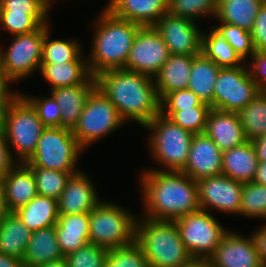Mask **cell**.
<instances>
[{
    "mask_svg": "<svg viewBox=\"0 0 266 267\" xmlns=\"http://www.w3.org/2000/svg\"><path fill=\"white\" fill-rule=\"evenodd\" d=\"M43 42L44 25L33 32L12 36L10 47L5 51L0 45L3 68L13 83L40 70Z\"/></svg>",
    "mask_w": 266,
    "mask_h": 267,
    "instance_id": "8fae6325",
    "label": "cell"
},
{
    "mask_svg": "<svg viewBox=\"0 0 266 267\" xmlns=\"http://www.w3.org/2000/svg\"><path fill=\"white\" fill-rule=\"evenodd\" d=\"M266 0H218L215 18L219 22L250 31L257 13Z\"/></svg>",
    "mask_w": 266,
    "mask_h": 267,
    "instance_id": "f1b7e54d",
    "label": "cell"
},
{
    "mask_svg": "<svg viewBox=\"0 0 266 267\" xmlns=\"http://www.w3.org/2000/svg\"><path fill=\"white\" fill-rule=\"evenodd\" d=\"M234 48L235 52L245 62L255 53L252 34L250 31L231 24L220 22L219 26L213 27Z\"/></svg>",
    "mask_w": 266,
    "mask_h": 267,
    "instance_id": "ab89813d",
    "label": "cell"
},
{
    "mask_svg": "<svg viewBox=\"0 0 266 267\" xmlns=\"http://www.w3.org/2000/svg\"><path fill=\"white\" fill-rule=\"evenodd\" d=\"M49 15H28L12 11H0V25L12 36L30 33L42 25H49Z\"/></svg>",
    "mask_w": 266,
    "mask_h": 267,
    "instance_id": "d590c367",
    "label": "cell"
},
{
    "mask_svg": "<svg viewBox=\"0 0 266 267\" xmlns=\"http://www.w3.org/2000/svg\"><path fill=\"white\" fill-rule=\"evenodd\" d=\"M97 86L96 77L90 76L83 84L50 90L61 109V127L73 130L91 91Z\"/></svg>",
    "mask_w": 266,
    "mask_h": 267,
    "instance_id": "ffe728a7",
    "label": "cell"
},
{
    "mask_svg": "<svg viewBox=\"0 0 266 267\" xmlns=\"http://www.w3.org/2000/svg\"><path fill=\"white\" fill-rule=\"evenodd\" d=\"M39 71L50 90L83 84L91 76L87 62L41 63Z\"/></svg>",
    "mask_w": 266,
    "mask_h": 267,
    "instance_id": "4dcf8cb0",
    "label": "cell"
},
{
    "mask_svg": "<svg viewBox=\"0 0 266 267\" xmlns=\"http://www.w3.org/2000/svg\"><path fill=\"white\" fill-rule=\"evenodd\" d=\"M95 21L88 68L92 76L113 69H124L131 46L142 27L115 16L106 7Z\"/></svg>",
    "mask_w": 266,
    "mask_h": 267,
    "instance_id": "3957f363",
    "label": "cell"
},
{
    "mask_svg": "<svg viewBox=\"0 0 266 267\" xmlns=\"http://www.w3.org/2000/svg\"><path fill=\"white\" fill-rule=\"evenodd\" d=\"M6 101L0 100V131H2L3 112L6 105Z\"/></svg>",
    "mask_w": 266,
    "mask_h": 267,
    "instance_id": "680465c9",
    "label": "cell"
},
{
    "mask_svg": "<svg viewBox=\"0 0 266 267\" xmlns=\"http://www.w3.org/2000/svg\"><path fill=\"white\" fill-rule=\"evenodd\" d=\"M13 85V82L7 77L6 72L3 68L2 65V60L0 57V100L3 101H11L12 99H14L20 92L17 91H12L10 90V86L9 85Z\"/></svg>",
    "mask_w": 266,
    "mask_h": 267,
    "instance_id": "681fc988",
    "label": "cell"
},
{
    "mask_svg": "<svg viewBox=\"0 0 266 267\" xmlns=\"http://www.w3.org/2000/svg\"><path fill=\"white\" fill-rule=\"evenodd\" d=\"M240 216L266 219V186L249 182L243 184Z\"/></svg>",
    "mask_w": 266,
    "mask_h": 267,
    "instance_id": "74e56055",
    "label": "cell"
},
{
    "mask_svg": "<svg viewBox=\"0 0 266 267\" xmlns=\"http://www.w3.org/2000/svg\"><path fill=\"white\" fill-rule=\"evenodd\" d=\"M196 182L200 209L240 215L242 183L223 174L202 178Z\"/></svg>",
    "mask_w": 266,
    "mask_h": 267,
    "instance_id": "5bb4252c",
    "label": "cell"
},
{
    "mask_svg": "<svg viewBox=\"0 0 266 267\" xmlns=\"http://www.w3.org/2000/svg\"><path fill=\"white\" fill-rule=\"evenodd\" d=\"M32 232L14 212L0 218V253L23 259Z\"/></svg>",
    "mask_w": 266,
    "mask_h": 267,
    "instance_id": "83f0119b",
    "label": "cell"
},
{
    "mask_svg": "<svg viewBox=\"0 0 266 267\" xmlns=\"http://www.w3.org/2000/svg\"><path fill=\"white\" fill-rule=\"evenodd\" d=\"M32 170L36 181L37 193L42 196H47L59 199L67 182L73 173L56 171L47 168L29 167Z\"/></svg>",
    "mask_w": 266,
    "mask_h": 267,
    "instance_id": "e575fe53",
    "label": "cell"
},
{
    "mask_svg": "<svg viewBox=\"0 0 266 267\" xmlns=\"http://www.w3.org/2000/svg\"><path fill=\"white\" fill-rule=\"evenodd\" d=\"M211 106H196L180 111H160L184 130L194 134L204 133Z\"/></svg>",
    "mask_w": 266,
    "mask_h": 267,
    "instance_id": "f35d334b",
    "label": "cell"
},
{
    "mask_svg": "<svg viewBox=\"0 0 266 267\" xmlns=\"http://www.w3.org/2000/svg\"><path fill=\"white\" fill-rule=\"evenodd\" d=\"M220 67L202 53L193 58L188 89L213 108L214 85Z\"/></svg>",
    "mask_w": 266,
    "mask_h": 267,
    "instance_id": "f546056e",
    "label": "cell"
},
{
    "mask_svg": "<svg viewBox=\"0 0 266 267\" xmlns=\"http://www.w3.org/2000/svg\"><path fill=\"white\" fill-rule=\"evenodd\" d=\"M2 181L9 212L25 206L38 194L32 170L23 162H18Z\"/></svg>",
    "mask_w": 266,
    "mask_h": 267,
    "instance_id": "7402d4cb",
    "label": "cell"
},
{
    "mask_svg": "<svg viewBox=\"0 0 266 267\" xmlns=\"http://www.w3.org/2000/svg\"><path fill=\"white\" fill-rule=\"evenodd\" d=\"M3 131H0V178L2 179L18 162L12 157Z\"/></svg>",
    "mask_w": 266,
    "mask_h": 267,
    "instance_id": "c3c4849f",
    "label": "cell"
},
{
    "mask_svg": "<svg viewBox=\"0 0 266 267\" xmlns=\"http://www.w3.org/2000/svg\"><path fill=\"white\" fill-rule=\"evenodd\" d=\"M38 267H69L67 264V261L65 258L57 260V261H52L43 265H40Z\"/></svg>",
    "mask_w": 266,
    "mask_h": 267,
    "instance_id": "6f0895ef",
    "label": "cell"
},
{
    "mask_svg": "<svg viewBox=\"0 0 266 267\" xmlns=\"http://www.w3.org/2000/svg\"><path fill=\"white\" fill-rule=\"evenodd\" d=\"M194 57L191 55L170 54L162 68L154 76L160 101L168 93L188 88Z\"/></svg>",
    "mask_w": 266,
    "mask_h": 267,
    "instance_id": "603a6c76",
    "label": "cell"
},
{
    "mask_svg": "<svg viewBox=\"0 0 266 267\" xmlns=\"http://www.w3.org/2000/svg\"><path fill=\"white\" fill-rule=\"evenodd\" d=\"M63 258L54 225L32 232L22 262L24 267H38Z\"/></svg>",
    "mask_w": 266,
    "mask_h": 267,
    "instance_id": "d4e9b609",
    "label": "cell"
},
{
    "mask_svg": "<svg viewBox=\"0 0 266 267\" xmlns=\"http://www.w3.org/2000/svg\"><path fill=\"white\" fill-rule=\"evenodd\" d=\"M105 267H149L142 248L134 241L129 245L109 249Z\"/></svg>",
    "mask_w": 266,
    "mask_h": 267,
    "instance_id": "60d3db41",
    "label": "cell"
},
{
    "mask_svg": "<svg viewBox=\"0 0 266 267\" xmlns=\"http://www.w3.org/2000/svg\"><path fill=\"white\" fill-rule=\"evenodd\" d=\"M237 114L247 141L266 134V94L263 91Z\"/></svg>",
    "mask_w": 266,
    "mask_h": 267,
    "instance_id": "836d02e7",
    "label": "cell"
},
{
    "mask_svg": "<svg viewBox=\"0 0 266 267\" xmlns=\"http://www.w3.org/2000/svg\"><path fill=\"white\" fill-rule=\"evenodd\" d=\"M223 152L205 133L194 134L190 152L181 171L195 181L222 174Z\"/></svg>",
    "mask_w": 266,
    "mask_h": 267,
    "instance_id": "e0dca14e",
    "label": "cell"
},
{
    "mask_svg": "<svg viewBox=\"0 0 266 267\" xmlns=\"http://www.w3.org/2000/svg\"><path fill=\"white\" fill-rule=\"evenodd\" d=\"M209 259L213 267H264L252 235L245 237L229 230Z\"/></svg>",
    "mask_w": 266,
    "mask_h": 267,
    "instance_id": "2e32d148",
    "label": "cell"
},
{
    "mask_svg": "<svg viewBox=\"0 0 266 267\" xmlns=\"http://www.w3.org/2000/svg\"><path fill=\"white\" fill-rule=\"evenodd\" d=\"M96 83L125 122L132 120L144 127L160 113V99L151 76L113 69L97 75Z\"/></svg>",
    "mask_w": 266,
    "mask_h": 267,
    "instance_id": "7a4b0ae2",
    "label": "cell"
},
{
    "mask_svg": "<svg viewBox=\"0 0 266 267\" xmlns=\"http://www.w3.org/2000/svg\"><path fill=\"white\" fill-rule=\"evenodd\" d=\"M154 28L170 54L197 56L201 53L202 30L197 22L167 13L155 23Z\"/></svg>",
    "mask_w": 266,
    "mask_h": 267,
    "instance_id": "9a60e30c",
    "label": "cell"
},
{
    "mask_svg": "<svg viewBox=\"0 0 266 267\" xmlns=\"http://www.w3.org/2000/svg\"><path fill=\"white\" fill-rule=\"evenodd\" d=\"M184 267H213L209 258H192Z\"/></svg>",
    "mask_w": 266,
    "mask_h": 267,
    "instance_id": "11a10c76",
    "label": "cell"
},
{
    "mask_svg": "<svg viewBox=\"0 0 266 267\" xmlns=\"http://www.w3.org/2000/svg\"><path fill=\"white\" fill-rule=\"evenodd\" d=\"M105 7L115 16L142 27L154 26L168 13V0H108Z\"/></svg>",
    "mask_w": 266,
    "mask_h": 267,
    "instance_id": "44dd1931",
    "label": "cell"
},
{
    "mask_svg": "<svg viewBox=\"0 0 266 267\" xmlns=\"http://www.w3.org/2000/svg\"><path fill=\"white\" fill-rule=\"evenodd\" d=\"M262 91L266 94V87Z\"/></svg>",
    "mask_w": 266,
    "mask_h": 267,
    "instance_id": "94428289",
    "label": "cell"
},
{
    "mask_svg": "<svg viewBox=\"0 0 266 267\" xmlns=\"http://www.w3.org/2000/svg\"><path fill=\"white\" fill-rule=\"evenodd\" d=\"M50 38V25H44L42 63L87 62V57L83 56L81 44L76 39L50 40Z\"/></svg>",
    "mask_w": 266,
    "mask_h": 267,
    "instance_id": "1f68e13d",
    "label": "cell"
},
{
    "mask_svg": "<svg viewBox=\"0 0 266 267\" xmlns=\"http://www.w3.org/2000/svg\"><path fill=\"white\" fill-rule=\"evenodd\" d=\"M251 142L258 162H266V134L253 139Z\"/></svg>",
    "mask_w": 266,
    "mask_h": 267,
    "instance_id": "816d5d0a",
    "label": "cell"
},
{
    "mask_svg": "<svg viewBox=\"0 0 266 267\" xmlns=\"http://www.w3.org/2000/svg\"><path fill=\"white\" fill-rule=\"evenodd\" d=\"M196 106L210 105L204 103L193 91L188 88L168 93L160 101V111H180Z\"/></svg>",
    "mask_w": 266,
    "mask_h": 267,
    "instance_id": "ee69618b",
    "label": "cell"
},
{
    "mask_svg": "<svg viewBox=\"0 0 266 267\" xmlns=\"http://www.w3.org/2000/svg\"><path fill=\"white\" fill-rule=\"evenodd\" d=\"M204 133L222 152L243 145L247 141L237 112L211 108Z\"/></svg>",
    "mask_w": 266,
    "mask_h": 267,
    "instance_id": "d6986e66",
    "label": "cell"
},
{
    "mask_svg": "<svg viewBox=\"0 0 266 267\" xmlns=\"http://www.w3.org/2000/svg\"><path fill=\"white\" fill-rule=\"evenodd\" d=\"M204 32H202L201 53L207 59L215 62L220 68L244 65V61L235 52L234 48L213 28L210 33Z\"/></svg>",
    "mask_w": 266,
    "mask_h": 267,
    "instance_id": "d6a6232c",
    "label": "cell"
},
{
    "mask_svg": "<svg viewBox=\"0 0 266 267\" xmlns=\"http://www.w3.org/2000/svg\"><path fill=\"white\" fill-rule=\"evenodd\" d=\"M144 128L149 130L148 145L160 171H182L186 165L193 134L159 113Z\"/></svg>",
    "mask_w": 266,
    "mask_h": 267,
    "instance_id": "8992f818",
    "label": "cell"
},
{
    "mask_svg": "<svg viewBox=\"0 0 266 267\" xmlns=\"http://www.w3.org/2000/svg\"><path fill=\"white\" fill-rule=\"evenodd\" d=\"M44 1H45V3L51 8L53 2L56 1V0H44Z\"/></svg>",
    "mask_w": 266,
    "mask_h": 267,
    "instance_id": "91938a15",
    "label": "cell"
},
{
    "mask_svg": "<svg viewBox=\"0 0 266 267\" xmlns=\"http://www.w3.org/2000/svg\"><path fill=\"white\" fill-rule=\"evenodd\" d=\"M140 218L136 222L135 241L149 267H184L193 258L181 240L175 221Z\"/></svg>",
    "mask_w": 266,
    "mask_h": 267,
    "instance_id": "277c9868",
    "label": "cell"
},
{
    "mask_svg": "<svg viewBox=\"0 0 266 267\" xmlns=\"http://www.w3.org/2000/svg\"><path fill=\"white\" fill-rule=\"evenodd\" d=\"M261 91L250 76L247 64L220 68L214 85L213 109L238 112Z\"/></svg>",
    "mask_w": 266,
    "mask_h": 267,
    "instance_id": "7c38bea8",
    "label": "cell"
},
{
    "mask_svg": "<svg viewBox=\"0 0 266 267\" xmlns=\"http://www.w3.org/2000/svg\"><path fill=\"white\" fill-rule=\"evenodd\" d=\"M0 11H12L28 15H49L51 8L44 0H0Z\"/></svg>",
    "mask_w": 266,
    "mask_h": 267,
    "instance_id": "f6af8a7d",
    "label": "cell"
},
{
    "mask_svg": "<svg viewBox=\"0 0 266 267\" xmlns=\"http://www.w3.org/2000/svg\"><path fill=\"white\" fill-rule=\"evenodd\" d=\"M20 94L33 106L46 128L61 127V109L54 97L30 96L20 92Z\"/></svg>",
    "mask_w": 266,
    "mask_h": 267,
    "instance_id": "7bdbcfd3",
    "label": "cell"
},
{
    "mask_svg": "<svg viewBox=\"0 0 266 267\" xmlns=\"http://www.w3.org/2000/svg\"><path fill=\"white\" fill-rule=\"evenodd\" d=\"M14 213L31 232L52 227L56 225L59 217L58 200L37 194Z\"/></svg>",
    "mask_w": 266,
    "mask_h": 267,
    "instance_id": "4316f807",
    "label": "cell"
},
{
    "mask_svg": "<svg viewBox=\"0 0 266 267\" xmlns=\"http://www.w3.org/2000/svg\"><path fill=\"white\" fill-rule=\"evenodd\" d=\"M126 122L108 97L97 86L88 96L78 124L72 130L78 144L86 150Z\"/></svg>",
    "mask_w": 266,
    "mask_h": 267,
    "instance_id": "9c48e42d",
    "label": "cell"
},
{
    "mask_svg": "<svg viewBox=\"0 0 266 267\" xmlns=\"http://www.w3.org/2000/svg\"><path fill=\"white\" fill-rule=\"evenodd\" d=\"M140 177L143 217L174 221L200 209L197 182L181 171L152 168L142 171Z\"/></svg>",
    "mask_w": 266,
    "mask_h": 267,
    "instance_id": "6da1fadb",
    "label": "cell"
},
{
    "mask_svg": "<svg viewBox=\"0 0 266 267\" xmlns=\"http://www.w3.org/2000/svg\"><path fill=\"white\" fill-rule=\"evenodd\" d=\"M0 267H24L21 259L0 253Z\"/></svg>",
    "mask_w": 266,
    "mask_h": 267,
    "instance_id": "f5cc1de1",
    "label": "cell"
},
{
    "mask_svg": "<svg viewBox=\"0 0 266 267\" xmlns=\"http://www.w3.org/2000/svg\"><path fill=\"white\" fill-rule=\"evenodd\" d=\"M169 56V49L154 26L141 27L131 46L124 69L154 78Z\"/></svg>",
    "mask_w": 266,
    "mask_h": 267,
    "instance_id": "4fadbf2b",
    "label": "cell"
},
{
    "mask_svg": "<svg viewBox=\"0 0 266 267\" xmlns=\"http://www.w3.org/2000/svg\"><path fill=\"white\" fill-rule=\"evenodd\" d=\"M89 226V213L59 215L55 228L64 257L89 243Z\"/></svg>",
    "mask_w": 266,
    "mask_h": 267,
    "instance_id": "cb8c5ba5",
    "label": "cell"
},
{
    "mask_svg": "<svg viewBox=\"0 0 266 267\" xmlns=\"http://www.w3.org/2000/svg\"><path fill=\"white\" fill-rule=\"evenodd\" d=\"M258 159L253 144L246 141L243 145L223 152L222 174L245 184L254 180Z\"/></svg>",
    "mask_w": 266,
    "mask_h": 267,
    "instance_id": "484cf974",
    "label": "cell"
},
{
    "mask_svg": "<svg viewBox=\"0 0 266 267\" xmlns=\"http://www.w3.org/2000/svg\"><path fill=\"white\" fill-rule=\"evenodd\" d=\"M214 217L209 211L199 209L174 220L193 258H209L228 231Z\"/></svg>",
    "mask_w": 266,
    "mask_h": 267,
    "instance_id": "30bf717a",
    "label": "cell"
},
{
    "mask_svg": "<svg viewBox=\"0 0 266 267\" xmlns=\"http://www.w3.org/2000/svg\"><path fill=\"white\" fill-rule=\"evenodd\" d=\"M9 213L6 203L5 188L2 179L0 178V217Z\"/></svg>",
    "mask_w": 266,
    "mask_h": 267,
    "instance_id": "9f6ffc18",
    "label": "cell"
},
{
    "mask_svg": "<svg viewBox=\"0 0 266 267\" xmlns=\"http://www.w3.org/2000/svg\"><path fill=\"white\" fill-rule=\"evenodd\" d=\"M247 61L250 76L257 86L263 90L266 87V51H255ZM249 64V65H248Z\"/></svg>",
    "mask_w": 266,
    "mask_h": 267,
    "instance_id": "bcb514c9",
    "label": "cell"
},
{
    "mask_svg": "<svg viewBox=\"0 0 266 267\" xmlns=\"http://www.w3.org/2000/svg\"><path fill=\"white\" fill-rule=\"evenodd\" d=\"M84 171H78L69 178L58 199L59 215L89 213L102 200L94 183Z\"/></svg>",
    "mask_w": 266,
    "mask_h": 267,
    "instance_id": "ac0fdd59",
    "label": "cell"
},
{
    "mask_svg": "<svg viewBox=\"0 0 266 267\" xmlns=\"http://www.w3.org/2000/svg\"><path fill=\"white\" fill-rule=\"evenodd\" d=\"M259 258L264 267H266V224L252 232Z\"/></svg>",
    "mask_w": 266,
    "mask_h": 267,
    "instance_id": "f907efd6",
    "label": "cell"
},
{
    "mask_svg": "<svg viewBox=\"0 0 266 267\" xmlns=\"http://www.w3.org/2000/svg\"><path fill=\"white\" fill-rule=\"evenodd\" d=\"M45 128L36 110L20 93L6 103L2 131L8 146L15 151L11 155L17 162L24 163L32 156Z\"/></svg>",
    "mask_w": 266,
    "mask_h": 267,
    "instance_id": "5b68a950",
    "label": "cell"
},
{
    "mask_svg": "<svg viewBox=\"0 0 266 267\" xmlns=\"http://www.w3.org/2000/svg\"><path fill=\"white\" fill-rule=\"evenodd\" d=\"M108 249L87 243L77 251L65 256L69 267H105Z\"/></svg>",
    "mask_w": 266,
    "mask_h": 267,
    "instance_id": "b9f144b4",
    "label": "cell"
},
{
    "mask_svg": "<svg viewBox=\"0 0 266 267\" xmlns=\"http://www.w3.org/2000/svg\"><path fill=\"white\" fill-rule=\"evenodd\" d=\"M118 204L102 200L89 212V243L109 250L135 241L137 215Z\"/></svg>",
    "mask_w": 266,
    "mask_h": 267,
    "instance_id": "52a82bcc",
    "label": "cell"
},
{
    "mask_svg": "<svg viewBox=\"0 0 266 267\" xmlns=\"http://www.w3.org/2000/svg\"><path fill=\"white\" fill-rule=\"evenodd\" d=\"M251 34L256 51H266V1L257 13Z\"/></svg>",
    "mask_w": 266,
    "mask_h": 267,
    "instance_id": "7dc6e473",
    "label": "cell"
},
{
    "mask_svg": "<svg viewBox=\"0 0 266 267\" xmlns=\"http://www.w3.org/2000/svg\"><path fill=\"white\" fill-rule=\"evenodd\" d=\"M83 151L72 130L62 127L45 128L41 133L35 152L24 163L28 167L47 168L75 174L79 171L76 165Z\"/></svg>",
    "mask_w": 266,
    "mask_h": 267,
    "instance_id": "ba28073f",
    "label": "cell"
},
{
    "mask_svg": "<svg viewBox=\"0 0 266 267\" xmlns=\"http://www.w3.org/2000/svg\"><path fill=\"white\" fill-rule=\"evenodd\" d=\"M253 182L266 186V162H258Z\"/></svg>",
    "mask_w": 266,
    "mask_h": 267,
    "instance_id": "db71d44e",
    "label": "cell"
},
{
    "mask_svg": "<svg viewBox=\"0 0 266 267\" xmlns=\"http://www.w3.org/2000/svg\"><path fill=\"white\" fill-rule=\"evenodd\" d=\"M218 0H168V13L176 17L197 19L212 16L217 13ZM200 17V18H199Z\"/></svg>",
    "mask_w": 266,
    "mask_h": 267,
    "instance_id": "8d00e7d4",
    "label": "cell"
}]
</instances>
